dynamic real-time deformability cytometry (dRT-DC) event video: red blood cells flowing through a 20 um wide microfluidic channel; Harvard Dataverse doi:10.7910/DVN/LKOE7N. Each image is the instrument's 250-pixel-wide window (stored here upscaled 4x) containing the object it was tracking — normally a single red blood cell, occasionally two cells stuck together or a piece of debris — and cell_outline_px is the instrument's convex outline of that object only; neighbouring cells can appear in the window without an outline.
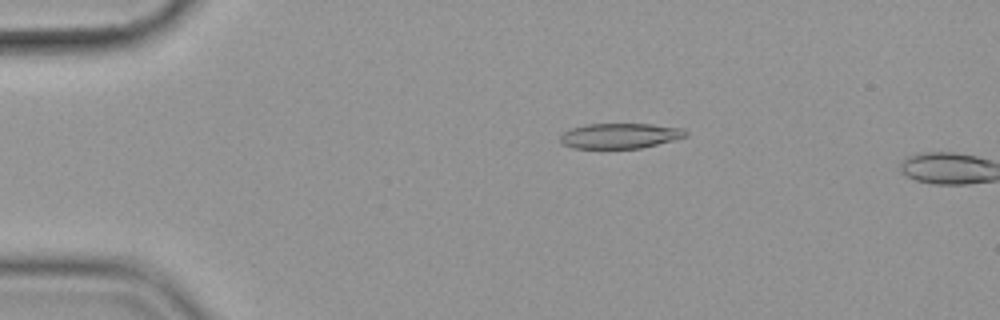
{"species": "common noctule bat (a hibernating species)", "species_latin": "Nyctalus noctula", "temperature_condition": "cold", "stored_images_in_passage": 13, "camera_frame_rate_fps": 3000, "um_per_image_px": 0.085, "animal": {"sex": "female", "body_mass_g": 19.9}, "frame": {"image": 1, "passage_image": 11, "time_ms": 3.333, "image_size_px": [1000, 320], "cell_outline_px": [[688, 136], [640, 148], [572, 148], [560, 144], [560, 136], [564, 132], [572, 128], [588, 124], [652, 124], [684, 128], [688, 132]], "centroid_in_image_um": [52.7, 11.54], "position_along_channel_um": 32.3, "area_um2": 18.44}}